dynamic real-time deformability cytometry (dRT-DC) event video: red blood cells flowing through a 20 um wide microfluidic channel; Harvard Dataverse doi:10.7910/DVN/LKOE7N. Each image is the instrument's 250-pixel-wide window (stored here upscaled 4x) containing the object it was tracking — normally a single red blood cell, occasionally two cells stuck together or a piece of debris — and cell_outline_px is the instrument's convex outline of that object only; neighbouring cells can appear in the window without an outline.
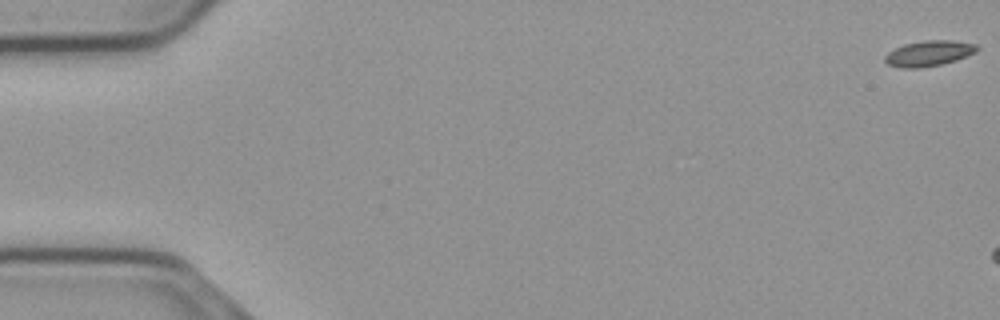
{"species": "common noctule bat (a hibernating species)", "species_latin": "Nyctalus noctula", "temperature_condition": "cold", "stored_images_in_passage": 7, "camera_frame_rate_fps": 3000, "um_per_image_px": 0.085, "animal": {"sex": "male", "body_mass_g": 23.1, "forearm_length_mm": 52.7}, "frame": {"image": 1, "passage_image": 1, "time_ms": 0.0, "image_size_px": [1000, 320], "cell_outline_px": [[980, 48], [976, 52], [956, 60], [940, 64], [916, 68], [904, 68], [888, 64], [884, 60], [884, 56], [888, 52], [904, 44], [924, 40], [952, 40], [976, 44]], "centroid_in_image_um": [78.96, 4.52], "position_along_channel_um": 6.0, "area_um2": 13.58}}